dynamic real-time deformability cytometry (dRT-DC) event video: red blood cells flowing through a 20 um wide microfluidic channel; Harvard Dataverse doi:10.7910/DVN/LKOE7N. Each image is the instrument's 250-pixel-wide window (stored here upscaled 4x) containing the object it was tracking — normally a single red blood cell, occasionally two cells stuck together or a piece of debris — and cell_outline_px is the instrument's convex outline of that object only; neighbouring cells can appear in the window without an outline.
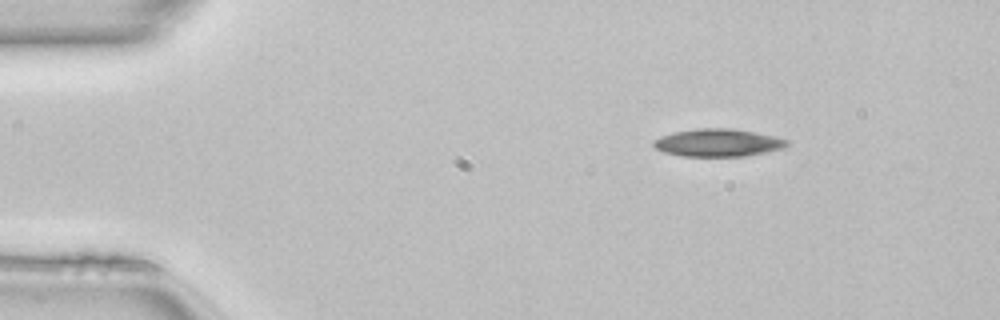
{"species": "common noctule bat (a hibernating species)", "species_latin": "Nyctalus noctula", "temperature_condition": "room temperature", "stored_images_in_passage": 43, "camera_frame_rate_fps": 3000, "um_per_image_px": 0.085, "animal": {"sex": "female", "body_mass_g": 22.7, "forearm_length_mm": 54.2}, "frame": {"image": 1, "passage_image": 1, "time_ms": 0.0, "image_size_px": [1000, 320], "cell_outline_px": [[788, 144], [784, 148], [744, 156], [680, 156], [664, 152], [656, 148], [652, 144], [652, 140], [660, 136], [672, 132], [696, 128], [732, 128], [772, 136], [788, 140]], "centroid_in_image_um": [60.96, 12.12], "position_along_channel_um": 24.0, "area_um2": 21.44}}
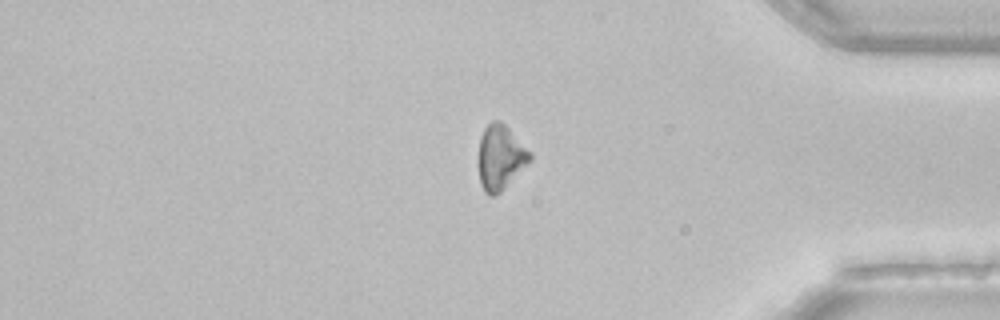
{"frame": {"image": 2, "passage_image": 35, "time_ms": 11.333, "image_size_px": [1000, 320], "cell_outline_px": [[532, 160], [496, 196], [488, 196], [484, 192], [480, 184], [476, 164], [480, 136], [484, 128], [492, 120], [500, 120], [532, 152]], "centroid_in_image_um": [42.49, 13.39], "position_along_channel_um": 392.7, "area_um2": 20.0}}
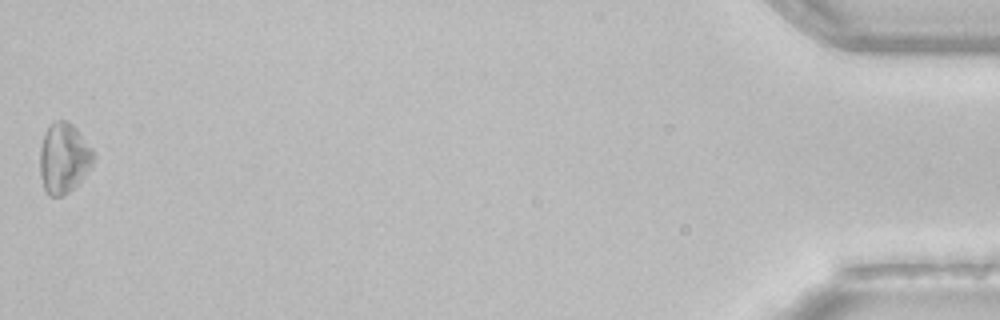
{"frame": {"image": 3, "passage_image": 43, "time_ms": 14.0, "image_size_px": [1000, 320], "cell_outline_px": [[96, 160], [80, 180], [68, 192], [60, 196], [48, 196], [44, 188], [40, 176], [40, 148], [44, 132], [56, 120], [68, 120], [76, 128], [96, 152]], "centroid_in_image_um": [5.44, 13.42], "position_along_channel_um": 429.8, "area_um2": 22.02}, "authors_computed_cell_mechanics": {"area_um2": 20.8658, "velocity_mm_per_s": 4.1342, "shape_relaxation_time_tau1_ms": 1.4811, "shape_relaxation_time_tau2_ms": null, "deformation_change_tau1": 0.0734, "deformation_change_tau2": null}}